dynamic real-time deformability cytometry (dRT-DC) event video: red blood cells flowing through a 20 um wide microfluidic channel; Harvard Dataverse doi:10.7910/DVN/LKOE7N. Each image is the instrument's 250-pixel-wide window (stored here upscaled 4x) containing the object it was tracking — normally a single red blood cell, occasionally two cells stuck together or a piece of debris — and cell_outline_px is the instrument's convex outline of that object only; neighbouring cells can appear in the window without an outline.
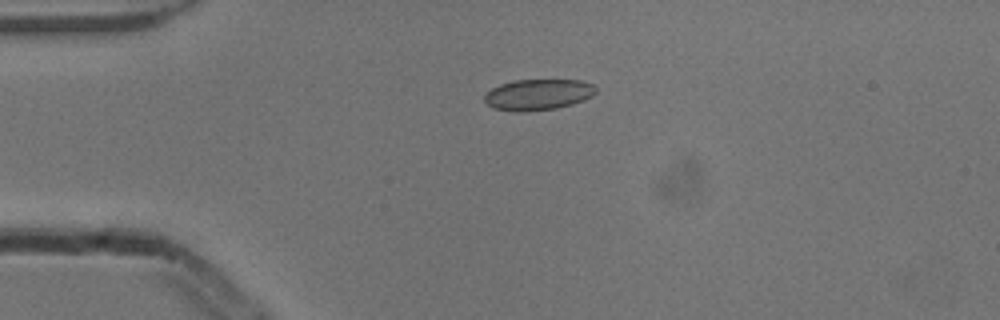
{"species": "common noctule bat (a hibernating species)", "species_latin": "Nyctalus noctula", "temperature_condition": "cold", "stored_images_in_passage": 42, "camera_frame_rate_fps": 3000, "um_per_image_px": 0.085, "animal": {"sex": "male", "body_mass_g": 13.3}, "frame": {"image": 1, "passage_image": 1, "time_ms": 0.0, "image_size_px": [1000, 320], "cell_outline_px": [[596, 92], [592, 96], [584, 100], [572, 104], [556, 108], [520, 112], [516, 112], [492, 108], [484, 100], [484, 96], [492, 88], [500, 84], [512, 80], [584, 80], [592, 84], [596, 88]], "centroid_in_image_um": [45.74, 8.03], "position_along_channel_um": 39.3, "area_um2": 20.17}}
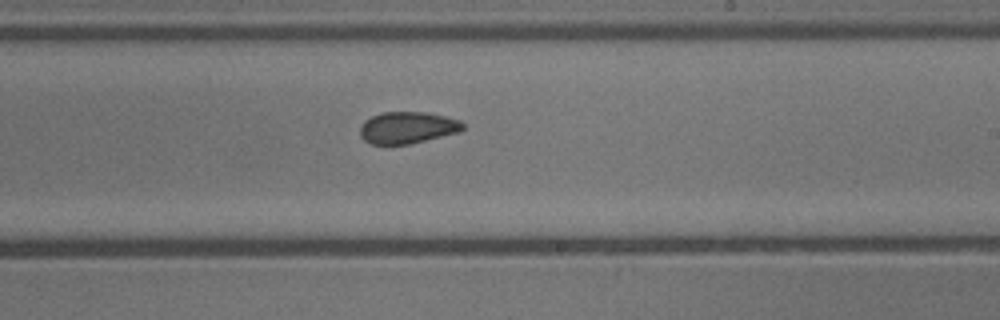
{"frame": {"image": 2, "passage_image": 20, "time_ms": 6.333, "image_size_px": [1000, 320], "cell_outline_px": [[464, 128], [460, 132], [408, 144], [372, 144], [364, 140], [360, 136], [360, 128], [364, 120], [380, 112], [424, 112], [444, 116], [460, 120], [464, 124]], "centroid_in_image_um": [34.62, 10.84], "position_along_channel_um": 254.4, "area_um2": 19.02}}
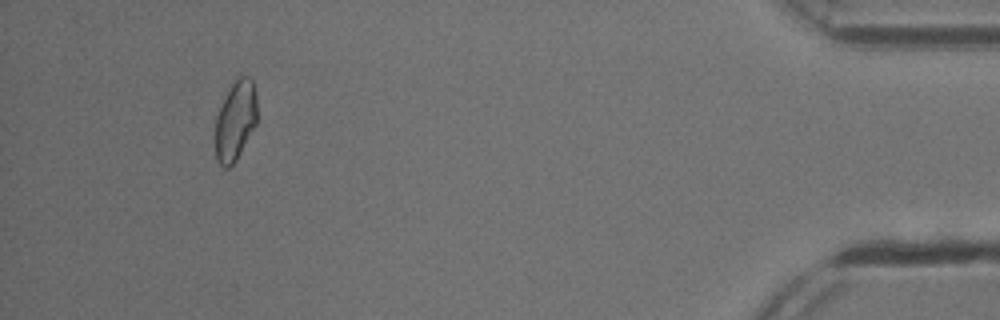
{"frame": {"image": 3, "passage_image": 38, "time_ms": 12.333, "image_size_px": [1000, 320], "cell_outline_px": [[256, 124], [236, 160], [228, 168], [224, 168], [216, 160], [216, 116], [232, 84], [240, 76], [248, 76], [252, 80], [256, 96]], "centroid_in_image_um": [20.01, 10.28], "position_along_channel_um": 415.2, "area_um2": 18.96}, "authors_computed_cell_mechanics": {"area_um2": 19.5364, "velocity_mm_per_s": 3.8563, "shape_relaxation_time_tau1_ms": 4.8795, "shape_relaxation_time_tau2_ms": 2.0808, "deformation_change_tau1": 0.0857, "deformation_change_tau2": 0.0651}}